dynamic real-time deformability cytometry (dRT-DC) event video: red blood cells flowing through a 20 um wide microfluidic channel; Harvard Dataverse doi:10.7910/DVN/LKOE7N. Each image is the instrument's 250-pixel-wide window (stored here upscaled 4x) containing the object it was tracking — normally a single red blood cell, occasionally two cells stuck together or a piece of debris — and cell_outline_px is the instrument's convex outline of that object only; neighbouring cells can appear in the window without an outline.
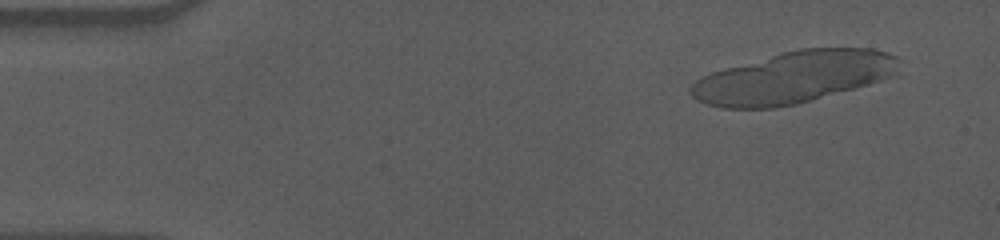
{"species": "human", "species_latin": "Homo sapiens", "temperature_condition": "cold", "stored_images_in_passage": 19, "camera_frame_rate_fps": 3000, "um_per_image_px": 0.085, "donor": {"sex": "male"}, "frame": {"image": 1, "passage_image": 1, "time_ms": 0.0, "image_size_px": [1000, 240], "cell_outline_px": [[900, 76], [796, 104], [776, 108], [724, 108], [708, 104], [696, 100], [688, 92], [688, 88], [700, 76], [724, 68], [780, 52], [800, 48], [872, 48], [888, 52], [896, 56], [900, 60]], "centroid_in_image_um": [67.51, 6.56], "position_along_channel_um": 17.5, "area_um2": 63.52}}